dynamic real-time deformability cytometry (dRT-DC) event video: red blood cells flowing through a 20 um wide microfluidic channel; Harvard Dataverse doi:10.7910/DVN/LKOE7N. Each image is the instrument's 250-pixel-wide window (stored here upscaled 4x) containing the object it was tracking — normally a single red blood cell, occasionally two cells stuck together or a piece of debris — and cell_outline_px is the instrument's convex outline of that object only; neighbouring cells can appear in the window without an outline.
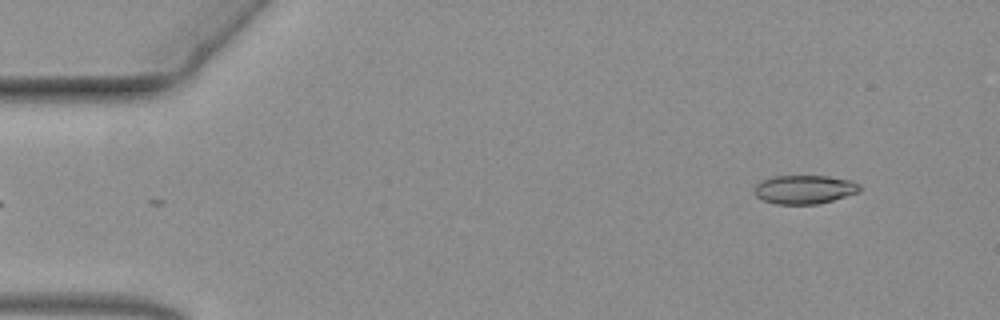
{"species": "common noctule bat (a hibernating species)", "species_latin": "Nyctalus noctula", "temperature_condition": "warm", "stored_images_in_passage": 55, "camera_frame_rate_fps": 3000, "um_per_image_px": 0.085, "animal": {"sex": "female", "body_mass_g": 19.3, "forearm_length_mm": 54.1}, "frame": {"image": 1, "passage_image": 1, "time_ms": 0.0, "image_size_px": [1000, 320], "cell_outline_px": [[860, 192], [832, 200], [816, 204], [776, 204], [764, 200], [756, 196], [752, 192], [752, 188], [760, 180], [772, 176], [828, 176], [852, 180], [860, 184]], "centroid_in_image_um": [68.34, 16.09], "position_along_channel_um": 16.7, "area_um2": 17.86}}
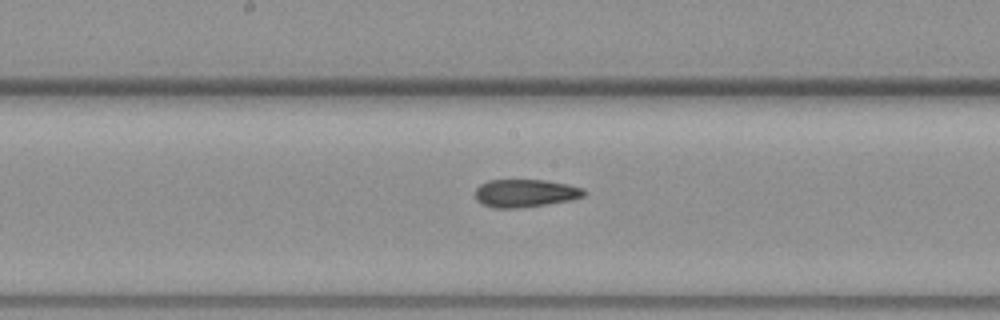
{"frame": {"image": 2, "passage_image": 26, "time_ms": 8.333, "image_size_px": [1000, 320], "cell_outline_px": [[584, 196], [572, 200], [520, 208], [496, 208], [484, 204], [476, 200], [476, 188], [480, 184], [488, 180], [544, 180], [568, 184], [584, 188]], "centroid_in_image_um": [44.65, 16.42], "position_along_channel_um": 203.5, "area_um2": 17.63}}
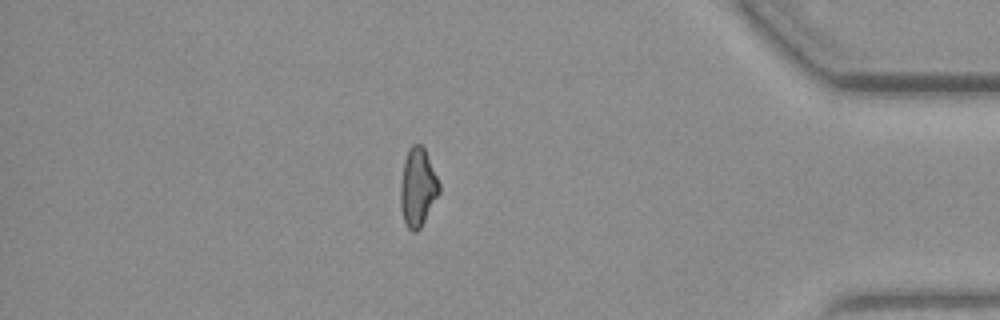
{"frame": {"image": 3, "passage_image": 46, "time_ms": 15.0, "image_size_px": [1000, 320], "cell_outline_px": [[440, 192], [420, 228], [416, 232], [412, 232], [408, 228], [404, 220], [400, 208], [400, 184], [404, 160], [408, 148], [412, 144], [420, 144], [424, 148], [440, 184]], "centroid_in_image_um": [35.49, 15.92], "position_along_channel_um": 399.7, "area_um2": 17.63}}